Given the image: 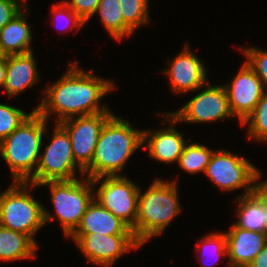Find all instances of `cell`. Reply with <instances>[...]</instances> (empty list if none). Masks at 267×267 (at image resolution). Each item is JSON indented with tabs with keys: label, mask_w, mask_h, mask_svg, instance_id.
I'll return each instance as SVG.
<instances>
[{
	"label": "cell",
	"mask_w": 267,
	"mask_h": 267,
	"mask_svg": "<svg viewBox=\"0 0 267 267\" xmlns=\"http://www.w3.org/2000/svg\"><path fill=\"white\" fill-rule=\"evenodd\" d=\"M38 245L27 234L0 226V261L35 258Z\"/></svg>",
	"instance_id": "44dd1931"
},
{
	"label": "cell",
	"mask_w": 267,
	"mask_h": 267,
	"mask_svg": "<svg viewBox=\"0 0 267 267\" xmlns=\"http://www.w3.org/2000/svg\"><path fill=\"white\" fill-rule=\"evenodd\" d=\"M53 15H55V17L52 15L53 18V23L54 21L56 22L55 19H61L64 21L65 20V24L67 23L66 26H62L60 25L61 30H73V29H77L78 31L81 29L82 26H85V22L62 0L59 3L57 2L56 4L52 5V10ZM58 22V20H57ZM61 23V21H59ZM59 23V24H60ZM57 23H54L53 25L56 27ZM62 24V23H61ZM58 26V25H57ZM64 27V28H63ZM56 28H59L56 27Z\"/></svg>",
	"instance_id": "f1b7e54d"
},
{
	"label": "cell",
	"mask_w": 267,
	"mask_h": 267,
	"mask_svg": "<svg viewBox=\"0 0 267 267\" xmlns=\"http://www.w3.org/2000/svg\"><path fill=\"white\" fill-rule=\"evenodd\" d=\"M95 14L99 15L108 35L116 41L130 37L134 32L123 20L119 0H100Z\"/></svg>",
	"instance_id": "7402d4cb"
},
{
	"label": "cell",
	"mask_w": 267,
	"mask_h": 267,
	"mask_svg": "<svg viewBox=\"0 0 267 267\" xmlns=\"http://www.w3.org/2000/svg\"><path fill=\"white\" fill-rule=\"evenodd\" d=\"M228 267H247L267 243L266 232H254L231 225L225 232Z\"/></svg>",
	"instance_id": "2e32d148"
},
{
	"label": "cell",
	"mask_w": 267,
	"mask_h": 267,
	"mask_svg": "<svg viewBox=\"0 0 267 267\" xmlns=\"http://www.w3.org/2000/svg\"><path fill=\"white\" fill-rule=\"evenodd\" d=\"M112 115L104 112L73 117L59 123L67 131L74 159L83 169L91 163L101 130Z\"/></svg>",
	"instance_id": "7c38bea8"
},
{
	"label": "cell",
	"mask_w": 267,
	"mask_h": 267,
	"mask_svg": "<svg viewBox=\"0 0 267 267\" xmlns=\"http://www.w3.org/2000/svg\"><path fill=\"white\" fill-rule=\"evenodd\" d=\"M248 125V139L267 143V90L241 126Z\"/></svg>",
	"instance_id": "cb8c5ba5"
},
{
	"label": "cell",
	"mask_w": 267,
	"mask_h": 267,
	"mask_svg": "<svg viewBox=\"0 0 267 267\" xmlns=\"http://www.w3.org/2000/svg\"><path fill=\"white\" fill-rule=\"evenodd\" d=\"M164 117L166 119L162 123L165 125L169 122V127L161 128L158 131H151L149 128L143 130V150L148 151L150 158L155 159V161L173 164L178 162L185 145L189 141L185 140L184 135L174 127V124L178 121L171 113L166 112Z\"/></svg>",
	"instance_id": "9a60e30c"
},
{
	"label": "cell",
	"mask_w": 267,
	"mask_h": 267,
	"mask_svg": "<svg viewBox=\"0 0 267 267\" xmlns=\"http://www.w3.org/2000/svg\"><path fill=\"white\" fill-rule=\"evenodd\" d=\"M247 267H267V243Z\"/></svg>",
	"instance_id": "1f68e13d"
},
{
	"label": "cell",
	"mask_w": 267,
	"mask_h": 267,
	"mask_svg": "<svg viewBox=\"0 0 267 267\" xmlns=\"http://www.w3.org/2000/svg\"><path fill=\"white\" fill-rule=\"evenodd\" d=\"M71 140L67 131L55 123L51 141L39 155L35 175L28 181L39 185L48 181H71L78 179L76 170L84 175V169L75 161Z\"/></svg>",
	"instance_id": "52a82bcc"
},
{
	"label": "cell",
	"mask_w": 267,
	"mask_h": 267,
	"mask_svg": "<svg viewBox=\"0 0 267 267\" xmlns=\"http://www.w3.org/2000/svg\"><path fill=\"white\" fill-rule=\"evenodd\" d=\"M73 233L133 234L132 229L124 221L102 207L95 199L88 206Z\"/></svg>",
	"instance_id": "ac0fdd59"
},
{
	"label": "cell",
	"mask_w": 267,
	"mask_h": 267,
	"mask_svg": "<svg viewBox=\"0 0 267 267\" xmlns=\"http://www.w3.org/2000/svg\"><path fill=\"white\" fill-rule=\"evenodd\" d=\"M36 187L28 182H13L0 194V226L27 234L35 242L34 235L45 226L44 205L28 190Z\"/></svg>",
	"instance_id": "8992f818"
},
{
	"label": "cell",
	"mask_w": 267,
	"mask_h": 267,
	"mask_svg": "<svg viewBox=\"0 0 267 267\" xmlns=\"http://www.w3.org/2000/svg\"><path fill=\"white\" fill-rule=\"evenodd\" d=\"M124 22L135 31L150 22L149 0H119Z\"/></svg>",
	"instance_id": "d4e9b609"
},
{
	"label": "cell",
	"mask_w": 267,
	"mask_h": 267,
	"mask_svg": "<svg viewBox=\"0 0 267 267\" xmlns=\"http://www.w3.org/2000/svg\"><path fill=\"white\" fill-rule=\"evenodd\" d=\"M46 185L50 188V198L56 213L51 214L44 207V222L49 223L57 217L64 236L69 238L94 200L92 180L85 177L83 180L79 178L71 181H48L38 186Z\"/></svg>",
	"instance_id": "5b68a950"
},
{
	"label": "cell",
	"mask_w": 267,
	"mask_h": 267,
	"mask_svg": "<svg viewBox=\"0 0 267 267\" xmlns=\"http://www.w3.org/2000/svg\"><path fill=\"white\" fill-rule=\"evenodd\" d=\"M264 216H265V225L267 233V181L264 180Z\"/></svg>",
	"instance_id": "836d02e7"
},
{
	"label": "cell",
	"mask_w": 267,
	"mask_h": 267,
	"mask_svg": "<svg viewBox=\"0 0 267 267\" xmlns=\"http://www.w3.org/2000/svg\"><path fill=\"white\" fill-rule=\"evenodd\" d=\"M239 49L245 55L247 64L256 72L267 90V51L254 46Z\"/></svg>",
	"instance_id": "83f0119b"
},
{
	"label": "cell",
	"mask_w": 267,
	"mask_h": 267,
	"mask_svg": "<svg viewBox=\"0 0 267 267\" xmlns=\"http://www.w3.org/2000/svg\"><path fill=\"white\" fill-rule=\"evenodd\" d=\"M89 72L78 67V60L70 61L63 76L43 90V100L34 109L47 121L55 114L56 123L73 117L111 112L100 101L117 85L113 80L93 75V69Z\"/></svg>",
	"instance_id": "6da1fadb"
},
{
	"label": "cell",
	"mask_w": 267,
	"mask_h": 267,
	"mask_svg": "<svg viewBox=\"0 0 267 267\" xmlns=\"http://www.w3.org/2000/svg\"><path fill=\"white\" fill-rule=\"evenodd\" d=\"M35 111L33 109L30 113L7 104H0V142L8 137L16 128L23 124L29 116Z\"/></svg>",
	"instance_id": "484cf974"
},
{
	"label": "cell",
	"mask_w": 267,
	"mask_h": 267,
	"mask_svg": "<svg viewBox=\"0 0 267 267\" xmlns=\"http://www.w3.org/2000/svg\"><path fill=\"white\" fill-rule=\"evenodd\" d=\"M47 123L35 110L23 124L0 142V155L9 165L13 182H28L35 175L43 137L47 135Z\"/></svg>",
	"instance_id": "277c9868"
},
{
	"label": "cell",
	"mask_w": 267,
	"mask_h": 267,
	"mask_svg": "<svg viewBox=\"0 0 267 267\" xmlns=\"http://www.w3.org/2000/svg\"><path fill=\"white\" fill-rule=\"evenodd\" d=\"M28 7L17 14L0 30V53L2 55L25 54L31 52L32 32L28 25Z\"/></svg>",
	"instance_id": "d6986e66"
},
{
	"label": "cell",
	"mask_w": 267,
	"mask_h": 267,
	"mask_svg": "<svg viewBox=\"0 0 267 267\" xmlns=\"http://www.w3.org/2000/svg\"><path fill=\"white\" fill-rule=\"evenodd\" d=\"M223 85L228 94L231 113L241 124L253 112L266 91L263 82L246 61L231 82Z\"/></svg>",
	"instance_id": "4fadbf2b"
},
{
	"label": "cell",
	"mask_w": 267,
	"mask_h": 267,
	"mask_svg": "<svg viewBox=\"0 0 267 267\" xmlns=\"http://www.w3.org/2000/svg\"><path fill=\"white\" fill-rule=\"evenodd\" d=\"M92 264L111 267L123 254L142 247L133 234L72 233L69 236Z\"/></svg>",
	"instance_id": "8fae6325"
},
{
	"label": "cell",
	"mask_w": 267,
	"mask_h": 267,
	"mask_svg": "<svg viewBox=\"0 0 267 267\" xmlns=\"http://www.w3.org/2000/svg\"><path fill=\"white\" fill-rule=\"evenodd\" d=\"M178 191L176 179L171 182L156 179L144 193L139 188L137 218L132 232L141 246L162 234L180 213Z\"/></svg>",
	"instance_id": "3957f363"
},
{
	"label": "cell",
	"mask_w": 267,
	"mask_h": 267,
	"mask_svg": "<svg viewBox=\"0 0 267 267\" xmlns=\"http://www.w3.org/2000/svg\"><path fill=\"white\" fill-rule=\"evenodd\" d=\"M205 87V90L197 93L179 110L169 113L179 123H211L221 121L226 117L227 119L234 118L229 107L225 86L223 84L213 86L207 82Z\"/></svg>",
	"instance_id": "30bf717a"
},
{
	"label": "cell",
	"mask_w": 267,
	"mask_h": 267,
	"mask_svg": "<svg viewBox=\"0 0 267 267\" xmlns=\"http://www.w3.org/2000/svg\"><path fill=\"white\" fill-rule=\"evenodd\" d=\"M85 23L97 10L100 0H63Z\"/></svg>",
	"instance_id": "4dcf8cb0"
},
{
	"label": "cell",
	"mask_w": 267,
	"mask_h": 267,
	"mask_svg": "<svg viewBox=\"0 0 267 267\" xmlns=\"http://www.w3.org/2000/svg\"><path fill=\"white\" fill-rule=\"evenodd\" d=\"M91 180L93 186L100 183L94 199L133 229L137 218L139 185L137 186L123 174L102 176Z\"/></svg>",
	"instance_id": "9c48e42d"
},
{
	"label": "cell",
	"mask_w": 267,
	"mask_h": 267,
	"mask_svg": "<svg viewBox=\"0 0 267 267\" xmlns=\"http://www.w3.org/2000/svg\"><path fill=\"white\" fill-rule=\"evenodd\" d=\"M113 114L103 126L94 157L84 169V176L95 179L102 176H121L129 158L143 147V130L122 116Z\"/></svg>",
	"instance_id": "7a4b0ae2"
},
{
	"label": "cell",
	"mask_w": 267,
	"mask_h": 267,
	"mask_svg": "<svg viewBox=\"0 0 267 267\" xmlns=\"http://www.w3.org/2000/svg\"><path fill=\"white\" fill-rule=\"evenodd\" d=\"M6 76V55L0 56V87L3 88Z\"/></svg>",
	"instance_id": "d6a6232c"
},
{
	"label": "cell",
	"mask_w": 267,
	"mask_h": 267,
	"mask_svg": "<svg viewBox=\"0 0 267 267\" xmlns=\"http://www.w3.org/2000/svg\"><path fill=\"white\" fill-rule=\"evenodd\" d=\"M199 243V251H203L202 254L199 255V258H205L207 254L213 255L216 258H218V261L220 260L222 256H228L227 254V239L225 232L220 233L214 232L209 233L207 236H203L201 238V241H198ZM208 256V255H207ZM217 261V260H216ZM203 267H209L206 264H204L203 261H200ZM216 263V262H215Z\"/></svg>",
	"instance_id": "4316f807"
},
{
	"label": "cell",
	"mask_w": 267,
	"mask_h": 267,
	"mask_svg": "<svg viewBox=\"0 0 267 267\" xmlns=\"http://www.w3.org/2000/svg\"><path fill=\"white\" fill-rule=\"evenodd\" d=\"M170 66L162 71L168 76L172 92L182 94L202 89L208 82L205 64L193 53L186 42L182 52L171 59Z\"/></svg>",
	"instance_id": "5bb4252c"
},
{
	"label": "cell",
	"mask_w": 267,
	"mask_h": 267,
	"mask_svg": "<svg viewBox=\"0 0 267 267\" xmlns=\"http://www.w3.org/2000/svg\"><path fill=\"white\" fill-rule=\"evenodd\" d=\"M214 150L209 147L189 142L185 145L182 154L180 155L177 164L180 168L189 174L203 173L206 170L208 163Z\"/></svg>",
	"instance_id": "603a6c76"
},
{
	"label": "cell",
	"mask_w": 267,
	"mask_h": 267,
	"mask_svg": "<svg viewBox=\"0 0 267 267\" xmlns=\"http://www.w3.org/2000/svg\"><path fill=\"white\" fill-rule=\"evenodd\" d=\"M26 1L0 0V30L26 7Z\"/></svg>",
	"instance_id": "f546056e"
},
{
	"label": "cell",
	"mask_w": 267,
	"mask_h": 267,
	"mask_svg": "<svg viewBox=\"0 0 267 267\" xmlns=\"http://www.w3.org/2000/svg\"><path fill=\"white\" fill-rule=\"evenodd\" d=\"M204 174L223 191L245 189L241 196L252 194L262 175L245 157L225 149L213 152Z\"/></svg>",
	"instance_id": "ba28073f"
},
{
	"label": "cell",
	"mask_w": 267,
	"mask_h": 267,
	"mask_svg": "<svg viewBox=\"0 0 267 267\" xmlns=\"http://www.w3.org/2000/svg\"><path fill=\"white\" fill-rule=\"evenodd\" d=\"M33 51L25 54L6 55V76L3 90L9 98L27 90L39 82Z\"/></svg>",
	"instance_id": "e0dca14e"
},
{
	"label": "cell",
	"mask_w": 267,
	"mask_h": 267,
	"mask_svg": "<svg viewBox=\"0 0 267 267\" xmlns=\"http://www.w3.org/2000/svg\"><path fill=\"white\" fill-rule=\"evenodd\" d=\"M237 202L238 220L234 224L245 230L266 232L264 216V180L261 181L252 194L241 196Z\"/></svg>",
	"instance_id": "ffe728a7"
}]
</instances>
